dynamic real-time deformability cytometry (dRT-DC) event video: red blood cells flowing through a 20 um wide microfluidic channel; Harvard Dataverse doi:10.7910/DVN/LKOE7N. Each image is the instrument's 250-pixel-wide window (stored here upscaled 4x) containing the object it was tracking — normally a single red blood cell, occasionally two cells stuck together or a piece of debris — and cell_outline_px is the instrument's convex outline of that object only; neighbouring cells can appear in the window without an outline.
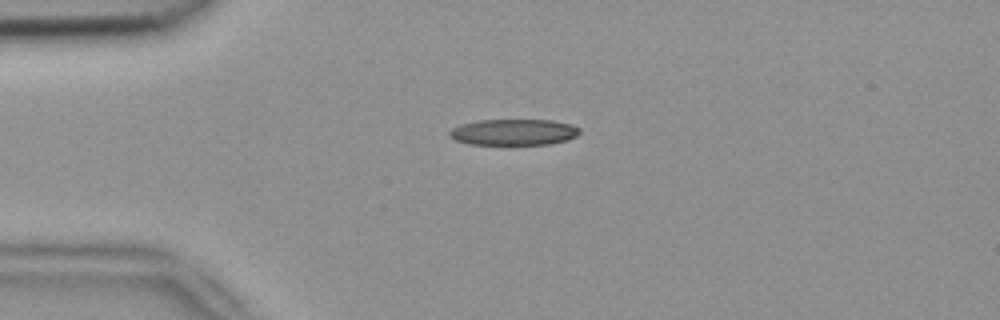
{"species": "common noctule bat (a hibernating species)", "species_latin": "Nyctalus noctula", "temperature_condition": "room temperature", "stored_images_in_passage": 5, "camera_frame_rate_fps": 3000, "um_per_image_px": 0.085, "animal": {"sex": "female", "body_mass_g": 18.4}, "frame": {"image": 1, "passage_image": 1, "time_ms": 0.0, "image_size_px": [1000, 320], "cell_outline_px": [[580, 132], [576, 136], [568, 140], [548, 144], [508, 148], [468, 144], [456, 140], [448, 136], [448, 132], [452, 128], [460, 124], [476, 120], [552, 120], [572, 124], [580, 128]], "centroid_in_image_um": [43.63, 11.28], "position_along_channel_um": 41.4, "area_um2": 21.1}}
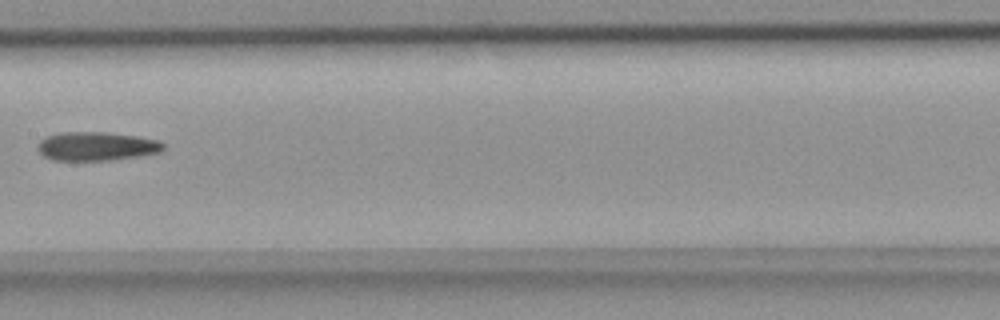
{"frame": {"image": 2, "passage_image": 5, "time_ms": 1.333, "image_size_px": [1000, 320], "cell_outline_px": [[164, 148], [160, 152], [112, 160], [52, 160], [44, 156], [36, 148], [36, 144], [40, 140], [48, 136], [60, 132], [108, 132], [136, 136], [160, 140], [164, 144]], "centroid_in_image_um": [8.18, 12.42], "position_along_channel_um": 199.2, "area_um2": 21.1}}